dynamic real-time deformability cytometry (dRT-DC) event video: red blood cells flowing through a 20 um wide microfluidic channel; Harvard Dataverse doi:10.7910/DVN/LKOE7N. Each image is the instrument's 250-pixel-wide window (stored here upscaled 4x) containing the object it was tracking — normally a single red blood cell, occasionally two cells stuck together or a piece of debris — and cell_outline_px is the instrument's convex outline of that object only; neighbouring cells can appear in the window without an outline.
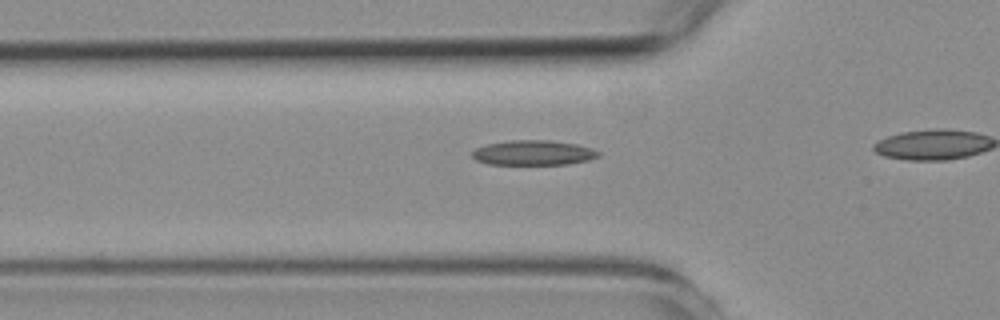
{"species": "common noctule bat (a hibernating species)", "species_latin": "Nyctalus noctula", "temperature_condition": "room temperature", "stored_images_in_passage": 40, "camera_frame_rate_fps": 3000, "um_per_image_px": 0.085, "animal": {"sex": "female", "body_mass_g": 19.3, "forearm_length_mm": 54.1}, "frame": {"image": 1, "passage_image": 14, "time_ms": 4.333, "image_size_px": [1000, 320], "cell_outline_px": [[600, 156], [588, 160], [568, 164], [488, 164], [476, 160], [472, 156], [472, 152], [476, 148], [488, 144], [512, 140], [548, 140], [576, 144], [592, 148], [600, 152]], "centroid_in_image_um": [45.35, 12.98], "position_along_channel_um": 80.4, "area_um2": 18.21}}
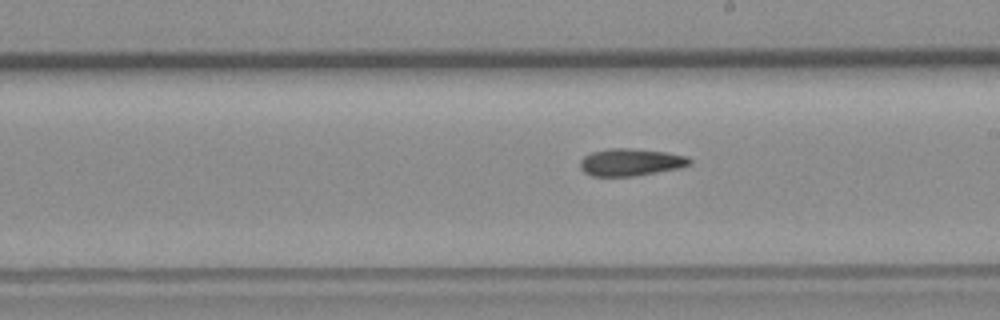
{"frame": {"image": 2, "passage_image": 27, "time_ms": 8.667, "image_size_px": [1000, 320], "cell_outline_px": [[692, 164], [680, 168], [636, 176], [592, 176], [584, 172], [580, 168], [580, 160], [584, 156], [592, 152], [608, 148], [632, 148], [664, 152], [688, 156], [692, 160]], "centroid_in_image_um": [53.62, 13.79], "position_along_channel_um": 235.4, "area_um2": 17.57}}
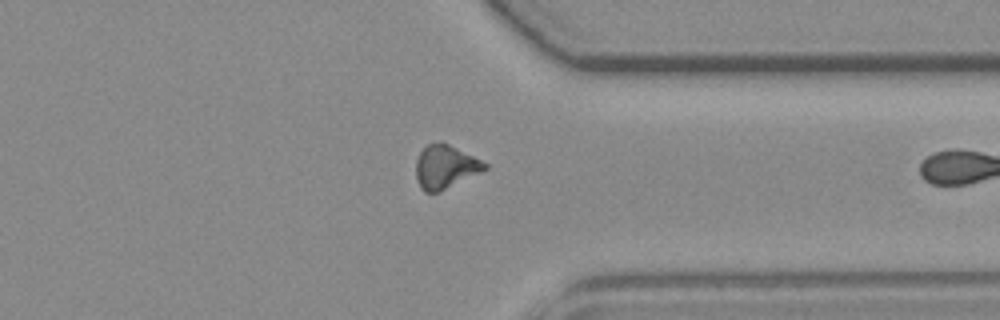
{"frame": {"image": 3, "passage_image": 39, "time_ms": 12.667, "image_size_px": [1000, 320], "cell_outline_px": [[488, 168], [480, 172], [436, 192], [424, 192], [420, 188], [416, 176], [416, 160], [420, 152], [428, 144], [448, 144], [488, 164]], "centroid_in_image_um": [37.82, 14.19], "position_along_channel_um": 373.6, "area_um2": 16.7}}